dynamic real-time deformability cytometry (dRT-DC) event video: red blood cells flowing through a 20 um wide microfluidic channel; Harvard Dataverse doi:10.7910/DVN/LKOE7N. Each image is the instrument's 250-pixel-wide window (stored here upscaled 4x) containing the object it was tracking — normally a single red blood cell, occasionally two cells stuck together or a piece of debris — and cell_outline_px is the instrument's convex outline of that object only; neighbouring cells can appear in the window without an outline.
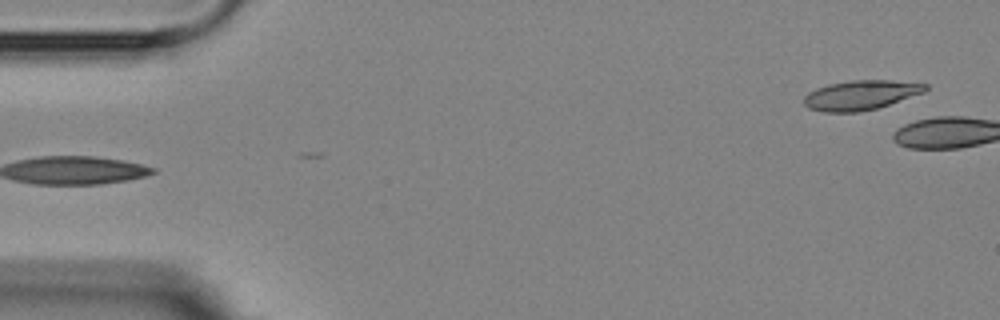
{"species": "Egyptian fruit bat (a non-hibernating species)", "species_latin": "Rousettus aegyptiacus", "temperature_condition": "room temperature", "stored_images_in_passage": 5, "segment_of_instrument_passage": [2, 2], "camera_frame_rate_fps": 3000, "um_per_image_px": 0.085, "animal": {"sex": "female"}, "frame": {"image": 1, "passage_image": 5, "time_ms": 4.333, "image_size_px": [1000, 320], "cell_outline_px": [[928, 88], [924, 92], [876, 108], [860, 112], [824, 112], [808, 108], [804, 104], [804, 96], [808, 92], [816, 88], [828, 84], [852, 80], [888, 80], [928, 84]], "centroid_in_image_um": [73.12, 8.08], "position_along_channel_um": 11.9, "area_um2": 20.81}}